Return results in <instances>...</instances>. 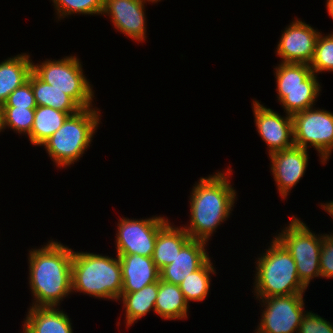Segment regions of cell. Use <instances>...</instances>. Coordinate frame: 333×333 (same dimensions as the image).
Segmentation results:
<instances>
[{"label":"cell","mask_w":333,"mask_h":333,"mask_svg":"<svg viewBox=\"0 0 333 333\" xmlns=\"http://www.w3.org/2000/svg\"><path fill=\"white\" fill-rule=\"evenodd\" d=\"M32 250L28 258L32 307H58L72 292L73 250L53 240Z\"/></svg>","instance_id":"cell-1"},{"label":"cell","mask_w":333,"mask_h":333,"mask_svg":"<svg viewBox=\"0 0 333 333\" xmlns=\"http://www.w3.org/2000/svg\"><path fill=\"white\" fill-rule=\"evenodd\" d=\"M217 172L200 178L190 195V224L184 230L191 239L208 242L216 228L229 217L235 203L236 191L230 184L228 173ZM221 222V223H220Z\"/></svg>","instance_id":"cell-2"},{"label":"cell","mask_w":333,"mask_h":333,"mask_svg":"<svg viewBox=\"0 0 333 333\" xmlns=\"http://www.w3.org/2000/svg\"><path fill=\"white\" fill-rule=\"evenodd\" d=\"M117 258L88 252H73L72 292L92 295L96 298L120 300L122 272Z\"/></svg>","instance_id":"cell-3"},{"label":"cell","mask_w":333,"mask_h":333,"mask_svg":"<svg viewBox=\"0 0 333 333\" xmlns=\"http://www.w3.org/2000/svg\"><path fill=\"white\" fill-rule=\"evenodd\" d=\"M270 244V248L256 262V298L304 294L307 287L300 281L289 251L276 237Z\"/></svg>","instance_id":"cell-4"},{"label":"cell","mask_w":333,"mask_h":333,"mask_svg":"<svg viewBox=\"0 0 333 333\" xmlns=\"http://www.w3.org/2000/svg\"><path fill=\"white\" fill-rule=\"evenodd\" d=\"M100 110L83 108L70 115L63 125L41 146H45L50 158L58 168L78 161L90 147L94 131L100 124Z\"/></svg>","instance_id":"cell-5"},{"label":"cell","mask_w":333,"mask_h":333,"mask_svg":"<svg viewBox=\"0 0 333 333\" xmlns=\"http://www.w3.org/2000/svg\"><path fill=\"white\" fill-rule=\"evenodd\" d=\"M275 69L277 98L286 114L294 115L315 105L321 86L309 64L281 62Z\"/></svg>","instance_id":"cell-6"},{"label":"cell","mask_w":333,"mask_h":333,"mask_svg":"<svg viewBox=\"0 0 333 333\" xmlns=\"http://www.w3.org/2000/svg\"><path fill=\"white\" fill-rule=\"evenodd\" d=\"M32 72L45 83L69 95L82 109L93 107L94 91L77 57L66 56L61 60H47L37 65L32 63Z\"/></svg>","instance_id":"cell-7"},{"label":"cell","mask_w":333,"mask_h":333,"mask_svg":"<svg viewBox=\"0 0 333 333\" xmlns=\"http://www.w3.org/2000/svg\"><path fill=\"white\" fill-rule=\"evenodd\" d=\"M293 257L300 281L308 287L314 277H321L322 234L312 233L303 221L292 216L289 225L275 236Z\"/></svg>","instance_id":"cell-8"},{"label":"cell","mask_w":333,"mask_h":333,"mask_svg":"<svg viewBox=\"0 0 333 333\" xmlns=\"http://www.w3.org/2000/svg\"><path fill=\"white\" fill-rule=\"evenodd\" d=\"M294 145L304 149L313 146L326 163L333 149V113L309 108L292 115Z\"/></svg>","instance_id":"cell-9"},{"label":"cell","mask_w":333,"mask_h":333,"mask_svg":"<svg viewBox=\"0 0 333 333\" xmlns=\"http://www.w3.org/2000/svg\"><path fill=\"white\" fill-rule=\"evenodd\" d=\"M264 308L256 333H294L305 314L303 294L261 298Z\"/></svg>","instance_id":"cell-10"},{"label":"cell","mask_w":333,"mask_h":333,"mask_svg":"<svg viewBox=\"0 0 333 333\" xmlns=\"http://www.w3.org/2000/svg\"><path fill=\"white\" fill-rule=\"evenodd\" d=\"M167 218H121L116 234L117 254H136L152 257L158 232L168 223Z\"/></svg>","instance_id":"cell-11"},{"label":"cell","mask_w":333,"mask_h":333,"mask_svg":"<svg viewBox=\"0 0 333 333\" xmlns=\"http://www.w3.org/2000/svg\"><path fill=\"white\" fill-rule=\"evenodd\" d=\"M253 114L259 136L268 145L269 155L294 146L292 115L280 116L258 101H253Z\"/></svg>","instance_id":"cell-12"},{"label":"cell","mask_w":333,"mask_h":333,"mask_svg":"<svg viewBox=\"0 0 333 333\" xmlns=\"http://www.w3.org/2000/svg\"><path fill=\"white\" fill-rule=\"evenodd\" d=\"M320 32L298 19L285 28L277 46L282 63L310 64Z\"/></svg>","instance_id":"cell-13"},{"label":"cell","mask_w":333,"mask_h":333,"mask_svg":"<svg viewBox=\"0 0 333 333\" xmlns=\"http://www.w3.org/2000/svg\"><path fill=\"white\" fill-rule=\"evenodd\" d=\"M307 152V149L294 145L269 155L272 166L270 169L283 200L303 177L309 161Z\"/></svg>","instance_id":"cell-14"},{"label":"cell","mask_w":333,"mask_h":333,"mask_svg":"<svg viewBox=\"0 0 333 333\" xmlns=\"http://www.w3.org/2000/svg\"><path fill=\"white\" fill-rule=\"evenodd\" d=\"M143 0H105L102 14L110 16L116 29L136 41L146 38Z\"/></svg>","instance_id":"cell-15"},{"label":"cell","mask_w":333,"mask_h":333,"mask_svg":"<svg viewBox=\"0 0 333 333\" xmlns=\"http://www.w3.org/2000/svg\"><path fill=\"white\" fill-rule=\"evenodd\" d=\"M206 244L201 240L190 239L172 263L159 271L160 280L179 285L187 275L198 270L209 259L205 249Z\"/></svg>","instance_id":"cell-16"},{"label":"cell","mask_w":333,"mask_h":333,"mask_svg":"<svg viewBox=\"0 0 333 333\" xmlns=\"http://www.w3.org/2000/svg\"><path fill=\"white\" fill-rule=\"evenodd\" d=\"M122 272L121 293H133L157 282L160 273L152 257L136 254H117Z\"/></svg>","instance_id":"cell-17"},{"label":"cell","mask_w":333,"mask_h":333,"mask_svg":"<svg viewBox=\"0 0 333 333\" xmlns=\"http://www.w3.org/2000/svg\"><path fill=\"white\" fill-rule=\"evenodd\" d=\"M57 307H32L26 315L23 333H73L71 322Z\"/></svg>","instance_id":"cell-18"},{"label":"cell","mask_w":333,"mask_h":333,"mask_svg":"<svg viewBox=\"0 0 333 333\" xmlns=\"http://www.w3.org/2000/svg\"><path fill=\"white\" fill-rule=\"evenodd\" d=\"M191 239L184 228L171 226L167 223L157 235L152 259L160 271L172 263L181 248Z\"/></svg>","instance_id":"cell-19"},{"label":"cell","mask_w":333,"mask_h":333,"mask_svg":"<svg viewBox=\"0 0 333 333\" xmlns=\"http://www.w3.org/2000/svg\"><path fill=\"white\" fill-rule=\"evenodd\" d=\"M30 55L18 54L0 63V104L18 87L28 81L32 72Z\"/></svg>","instance_id":"cell-20"},{"label":"cell","mask_w":333,"mask_h":333,"mask_svg":"<svg viewBox=\"0 0 333 333\" xmlns=\"http://www.w3.org/2000/svg\"><path fill=\"white\" fill-rule=\"evenodd\" d=\"M28 80L31 82L37 106L51 107L70 115L76 114L82 109L69 95L45 83L33 72L30 73Z\"/></svg>","instance_id":"cell-21"},{"label":"cell","mask_w":333,"mask_h":333,"mask_svg":"<svg viewBox=\"0 0 333 333\" xmlns=\"http://www.w3.org/2000/svg\"><path fill=\"white\" fill-rule=\"evenodd\" d=\"M189 305L179 288V285L170 284L159 279V290L155 301V313L163 319L187 318Z\"/></svg>","instance_id":"cell-22"},{"label":"cell","mask_w":333,"mask_h":333,"mask_svg":"<svg viewBox=\"0 0 333 333\" xmlns=\"http://www.w3.org/2000/svg\"><path fill=\"white\" fill-rule=\"evenodd\" d=\"M159 290V280L143 287L133 293H121L123 307L125 308L126 325L129 327L150 310L155 312V301Z\"/></svg>","instance_id":"cell-23"},{"label":"cell","mask_w":333,"mask_h":333,"mask_svg":"<svg viewBox=\"0 0 333 333\" xmlns=\"http://www.w3.org/2000/svg\"><path fill=\"white\" fill-rule=\"evenodd\" d=\"M69 116L70 114L67 112L47 106H37L35 108L32 130L28 135L29 141L33 145L41 146L63 125Z\"/></svg>","instance_id":"cell-24"},{"label":"cell","mask_w":333,"mask_h":333,"mask_svg":"<svg viewBox=\"0 0 333 333\" xmlns=\"http://www.w3.org/2000/svg\"><path fill=\"white\" fill-rule=\"evenodd\" d=\"M210 258L196 271L187 275L179 284L186 302L203 301L209 294L210 274H215Z\"/></svg>","instance_id":"cell-25"},{"label":"cell","mask_w":333,"mask_h":333,"mask_svg":"<svg viewBox=\"0 0 333 333\" xmlns=\"http://www.w3.org/2000/svg\"><path fill=\"white\" fill-rule=\"evenodd\" d=\"M35 109L2 107L1 130L9 127L18 132L25 133L27 136L31 133L34 121Z\"/></svg>","instance_id":"cell-26"},{"label":"cell","mask_w":333,"mask_h":333,"mask_svg":"<svg viewBox=\"0 0 333 333\" xmlns=\"http://www.w3.org/2000/svg\"><path fill=\"white\" fill-rule=\"evenodd\" d=\"M58 17H68L71 14L100 15L103 12L105 0H52Z\"/></svg>","instance_id":"cell-27"},{"label":"cell","mask_w":333,"mask_h":333,"mask_svg":"<svg viewBox=\"0 0 333 333\" xmlns=\"http://www.w3.org/2000/svg\"><path fill=\"white\" fill-rule=\"evenodd\" d=\"M309 66L316 75L324 71L333 72V33L327 36L320 33Z\"/></svg>","instance_id":"cell-28"},{"label":"cell","mask_w":333,"mask_h":333,"mask_svg":"<svg viewBox=\"0 0 333 333\" xmlns=\"http://www.w3.org/2000/svg\"><path fill=\"white\" fill-rule=\"evenodd\" d=\"M2 107L35 109L37 107L31 82L28 80L16 88L3 103Z\"/></svg>","instance_id":"cell-29"},{"label":"cell","mask_w":333,"mask_h":333,"mask_svg":"<svg viewBox=\"0 0 333 333\" xmlns=\"http://www.w3.org/2000/svg\"><path fill=\"white\" fill-rule=\"evenodd\" d=\"M297 333H333V324L312 312L304 314Z\"/></svg>","instance_id":"cell-30"},{"label":"cell","mask_w":333,"mask_h":333,"mask_svg":"<svg viewBox=\"0 0 333 333\" xmlns=\"http://www.w3.org/2000/svg\"><path fill=\"white\" fill-rule=\"evenodd\" d=\"M319 264L321 278H333V234L322 235Z\"/></svg>","instance_id":"cell-31"},{"label":"cell","mask_w":333,"mask_h":333,"mask_svg":"<svg viewBox=\"0 0 333 333\" xmlns=\"http://www.w3.org/2000/svg\"><path fill=\"white\" fill-rule=\"evenodd\" d=\"M322 209L324 208V210L326 212L329 213V215H331L333 217V201L326 203V204H321Z\"/></svg>","instance_id":"cell-32"},{"label":"cell","mask_w":333,"mask_h":333,"mask_svg":"<svg viewBox=\"0 0 333 333\" xmlns=\"http://www.w3.org/2000/svg\"><path fill=\"white\" fill-rule=\"evenodd\" d=\"M326 6H327L329 16L332 17V19H333V0H327Z\"/></svg>","instance_id":"cell-33"},{"label":"cell","mask_w":333,"mask_h":333,"mask_svg":"<svg viewBox=\"0 0 333 333\" xmlns=\"http://www.w3.org/2000/svg\"><path fill=\"white\" fill-rule=\"evenodd\" d=\"M1 124H2V105L0 104V132L2 131Z\"/></svg>","instance_id":"cell-34"},{"label":"cell","mask_w":333,"mask_h":333,"mask_svg":"<svg viewBox=\"0 0 333 333\" xmlns=\"http://www.w3.org/2000/svg\"><path fill=\"white\" fill-rule=\"evenodd\" d=\"M143 1H146V2H147V1H148V2H149V1H150V2H158V1H161V0H143Z\"/></svg>","instance_id":"cell-35"}]
</instances>
